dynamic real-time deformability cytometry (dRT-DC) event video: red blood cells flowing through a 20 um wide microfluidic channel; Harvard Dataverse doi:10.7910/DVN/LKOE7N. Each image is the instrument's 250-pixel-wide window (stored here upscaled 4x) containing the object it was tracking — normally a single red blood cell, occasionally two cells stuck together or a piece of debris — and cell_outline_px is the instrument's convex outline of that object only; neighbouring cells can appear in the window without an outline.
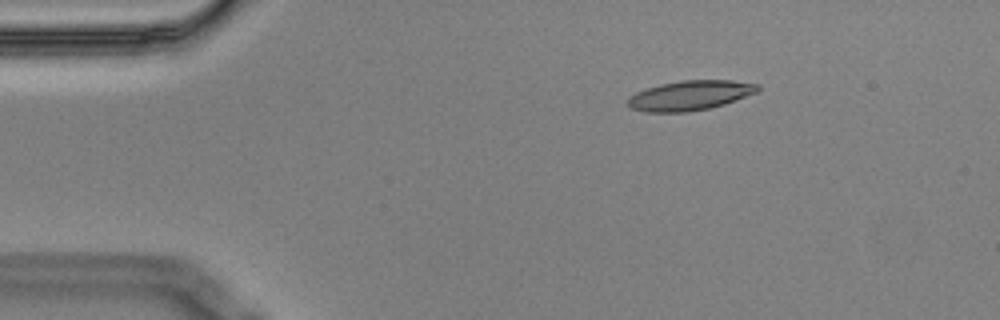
{"species": "Egyptian fruit bat (a non-hibernating species)", "species_latin": "Rousettus aegyptiacus", "temperature_condition": "cold", "stored_images_in_passage": 5, "camera_frame_rate_fps": 3000, "um_per_image_px": 0.085, "animal": {"sex": "male"}, "frame": {"image": 1, "passage_image": 3, "time_ms": 0.667, "image_size_px": [1000, 320], "cell_outline_px": [[760, 88], [756, 92], [724, 104], [708, 108], [688, 112], [644, 112], [632, 108], [628, 104], [628, 100], [636, 92], [660, 84], [680, 80], [732, 80], [760, 84]], "centroid_in_image_um": [58.67, 8.1], "position_along_channel_um": 26.3, "area_um2": 22.31}}